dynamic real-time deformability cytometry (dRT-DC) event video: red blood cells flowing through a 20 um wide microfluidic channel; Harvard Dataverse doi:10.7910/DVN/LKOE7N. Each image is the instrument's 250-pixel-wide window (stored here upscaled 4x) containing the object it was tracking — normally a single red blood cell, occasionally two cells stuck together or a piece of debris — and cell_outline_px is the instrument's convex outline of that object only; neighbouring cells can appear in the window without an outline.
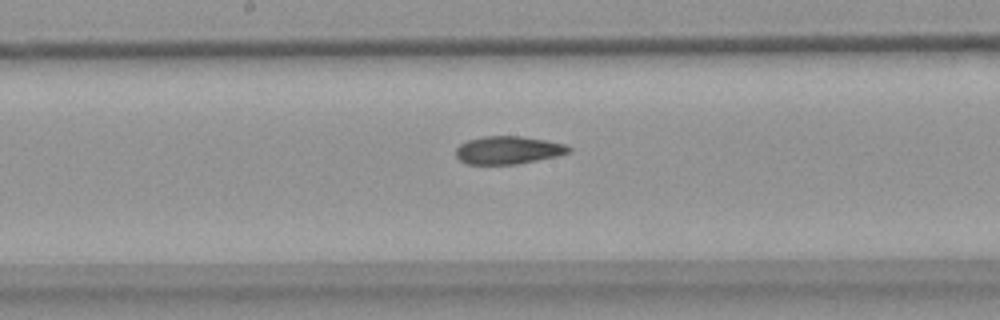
{"species": "common noctule bat (a hibernating species)", "species_latin": "Nyctalus noctula", "temperature_condition": "warm", "stored_images_in_passage": 37, "camera_frame_rate_fps": 3000, "um_per_image_px": 0.085, "animal": {"sex": "female", "body_mass_g": 18.4}, "frame": {"image": 1, "passage_image": 21, "time_ms": 6.667, "image_size_px": [1000, 320], "cell_outline_px": [[572, 152], [556, 156], [520, 164], [464, 164], [456, 156], [456, 148], [460, 144], [468, 140], [484, 136], [520, 136], [544, 140], [564, 144], [572, 148]], "centroid_in_image_um": [43.19, 12.77], "position_along_channel_um": 205.0, "area_um2": 18.38}}
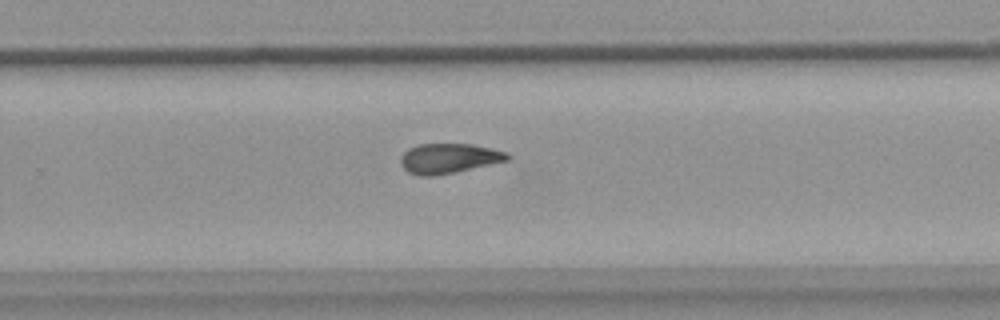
{"frame": {"image": 2, "passage_image": 28, "time_ms": 9.0, "image_size_px": [1000, 320], "cell_outline_px": [[512, 156], [508, 160], [456, 172], [432, 176], [420, 176], [408, 172], [400, 164], [400, 156], [408, 148], [420, 144], [472, 144], [508, 152]], "centroid_in_image_um": [38.14, 13.46], "position_along_channel_um": 291.7, "area_um2": 18.67}}
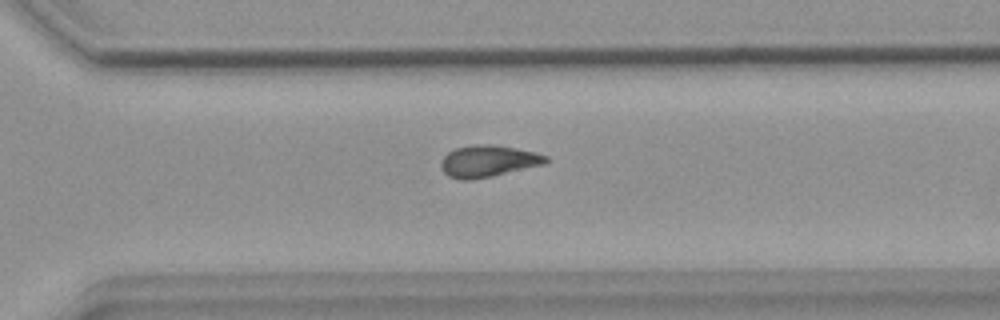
{"frame": {"image": 3, "passage_image": 31, "time_ms": 10.0, "image_size_px": [1000, 320], "cell_outline_px": [[552, 160], [544, 164], [492, 176], [468, 180], [460, 180], [448, 176], [440, 168], [440, 160], [448, 152], [456, 148], [480, 144], [492, 144], [516, 148], [536, 152], [548, 156]], "centroid_in_image_um": [41.5, 13.69], "position_along_channel_um": 329.1, "area_um2": 19.48}}